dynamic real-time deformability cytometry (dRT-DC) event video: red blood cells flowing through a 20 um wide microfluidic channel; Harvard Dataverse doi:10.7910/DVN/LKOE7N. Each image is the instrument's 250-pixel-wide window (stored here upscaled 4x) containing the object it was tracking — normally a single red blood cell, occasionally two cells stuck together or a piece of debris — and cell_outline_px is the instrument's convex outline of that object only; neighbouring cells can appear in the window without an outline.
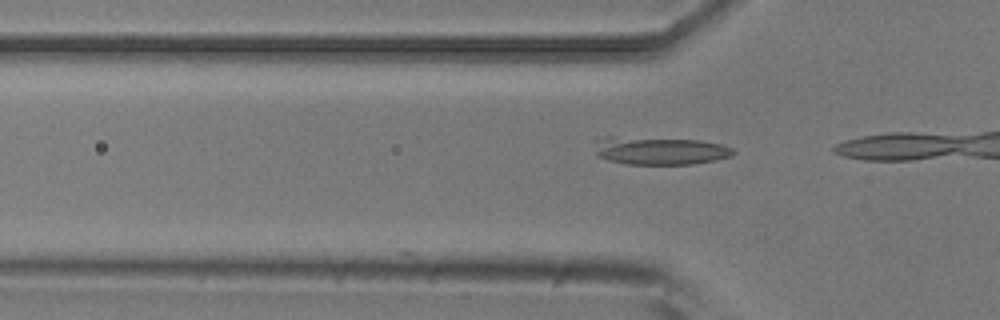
{"species": "common noctule bat (a hibernating species)", "species_latin": "Nyctalus noctula", "temperature_condition": "room temperature", "stored_images_in_passage": 5, "camera_frame_rate_fps": 3000, "um_per_image_px": 0.085, "animal": {"sex": "male", "body_mass_g": 20.5, "forearm_length_mm": 52.5}, "frame": {"image": 1, "passage_image": 4, "time_ms": 1.0, "image_size_px": [1000, 320], "cell_outline_px": [[736, 152], [728, 156], [712, 160], [692, 164], [628, 164], [608, 160], [600, 156], [596, 152], [596, 140], [608, 136], [616, 136], [700, 140], [720, 144], [732, 148]], "centroid_in_image_um": [56.05, 12.79], "position_along_channel_um": 69.7, "area_um2": 22.31}}